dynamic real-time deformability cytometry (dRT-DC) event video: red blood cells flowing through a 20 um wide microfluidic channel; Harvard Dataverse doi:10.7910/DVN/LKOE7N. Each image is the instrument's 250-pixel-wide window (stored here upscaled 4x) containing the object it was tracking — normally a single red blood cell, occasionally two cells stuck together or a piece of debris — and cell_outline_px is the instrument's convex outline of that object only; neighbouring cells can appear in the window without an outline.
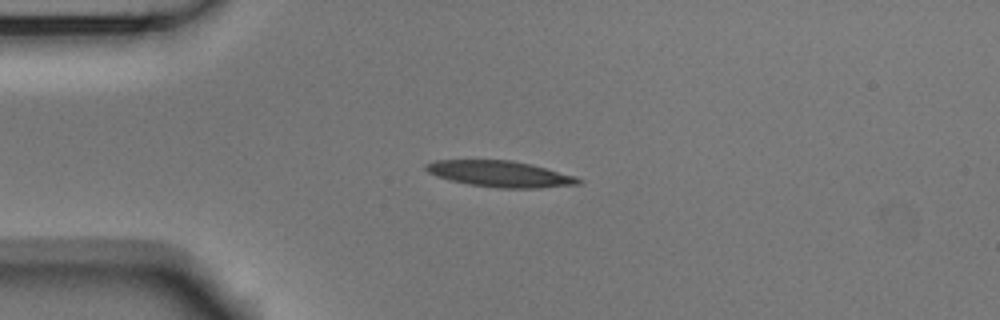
{"species": "Egyptian fruit bat (a non-hibernating species)", "species_latin": "Rousettus aegyptiacus", "temperature_condition": "room temperature", "stored_images_in_passage": 6, "camera_frame_rate_fps": 3000, "um_per_image_px": 0.085, "animal": {"sex": "male"}, "frame": {"image": 1, "passage_image": 3, "time_ms": 0.667, "image_size_px": [1000, 320], "cell_outline_px": [[584, 184], [540, 188], [500, 188], [468, 184], [436, 176], [428, 172], [424, 168], [424, 164], [436, 160], [512, 160], [532, 164], [576, 176], [584, 180]], "centroid_in_image_um": [42.57, 14.78], "position_along_channel_um": 42.4, "area_um2": 23.41}}
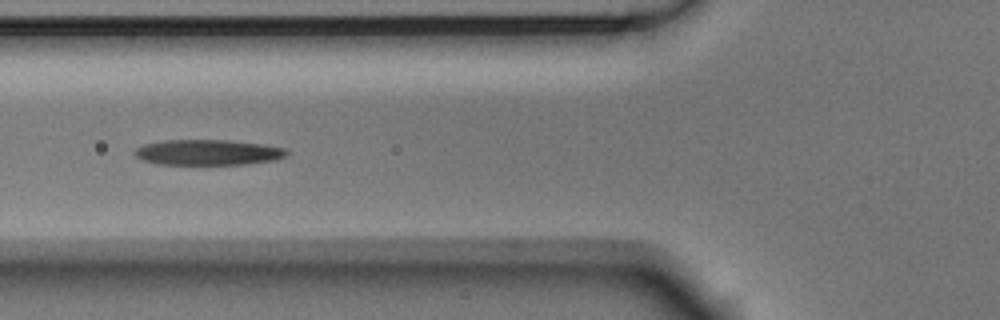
{"frame": {"image": 2, "passage_image": 5, "time_ms": 1.333, "image_size_px": [1000, 320], "cell_outline_px": [[292, 152], [288, 156], [276, 160], [244, 164], [156, 164], [144, 160], [136, 156], [132, 152], [136, 148], [144, 144], [164, 140], [228, 140], [264, 144], [288, 148]], "centroid_in_image_um": [17.76, 12.94], "position_along_channel_um": 108.0, "area_um2": 22.89}}
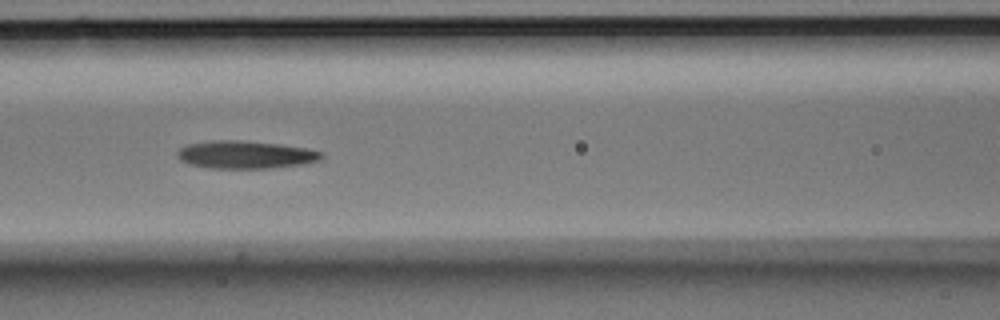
{"frame": {"image": 3, "passage_image": 6, "time_ms": 1.667, "image_size_px": [1000, 320], "cell_outline_px": [[324, 156], [320, 160], [304, 164], [272, 168], [208, 168], [188, 164], [180, 160], [176, 156], [176, 152], [180, 148], [188, 144], [212, 140], [244, 140], [308, 148], [324, 152]], "centroid_in_image_um": [20.87, 13.15], "position_along_channel_um": 145.7, "area_um2": 23.58}}